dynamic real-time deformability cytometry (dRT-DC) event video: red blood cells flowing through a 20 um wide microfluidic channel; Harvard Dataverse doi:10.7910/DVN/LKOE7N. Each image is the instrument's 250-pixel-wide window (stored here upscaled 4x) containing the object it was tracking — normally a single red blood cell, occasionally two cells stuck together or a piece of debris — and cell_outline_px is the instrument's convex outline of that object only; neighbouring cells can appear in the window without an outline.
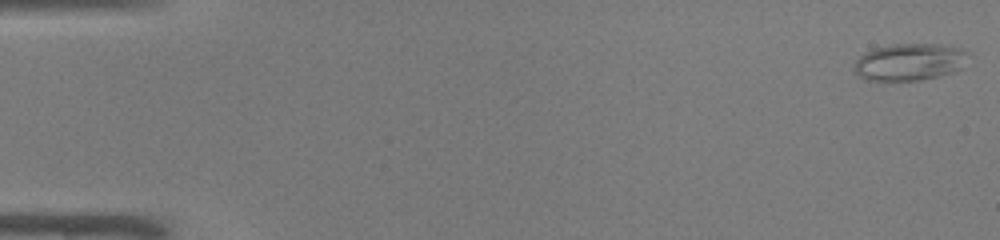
{"species": "common noctule bat (a hibernating species)", "species_latin": "Nyctalus noctula", "temperature_condition": "warm", "stored_images_in_passage": 50, "camera_frame_rate_fps": 3000, "um_per_image_px": 0.085, "animal": {"sex": "male", "body_mass_g": 19.0, "forearm_length_mm": 50.8}, "frame": {"image": 1, "passage_image": 1, "time_ms": 0.0, "image_size_px": [1000, 240], "cell_outline_px": [[968, 52], [960, 68], [952, 72], [920, 80], [864, 80], [852, 68], [856, 60], [864, 52], [876, 48], [892, 44], [940, 44], [960, 48]], "centroid_in_image_um": [77.26, 5.26], "position_along_channel_um": 7.7, "area_um2": 24.33}}
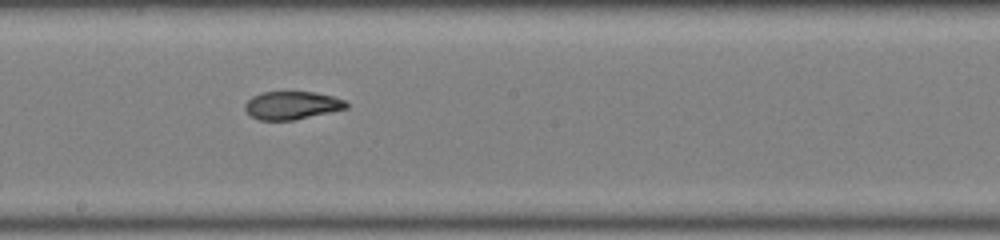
{"frame": {"image": 2, "passage_image": 28, "time_ms": 9.0, "image_size_px": [1000, 240], "cell_outline_px": [[348, 108], [292, 120], [260, 120], [252, 116], [244, 108], [244, 104], [252, 96], [260, 92], [312, 92], [332, 96], [344, 100], [348, 104]], "centroid_in_image_um": [24.79, 8.95], "position_along_channel_um": 223.4, "area_um2": 16.36}}
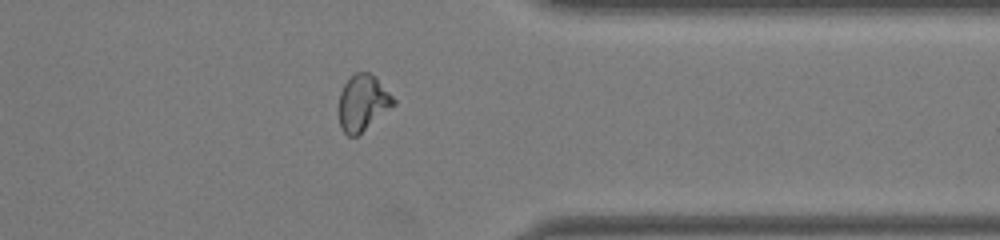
{"frame": {"image": 3, "passage_image": 40, "time_ms": 13.0, "image_size_px": [1000, 240], "cell_outline_px": [[396, 104], [356, 136], [348, 136], [340, 128], [340, 92], [344, 84], [356, 72], [368, 72], [376, 76], [396, 100]], "centroid_in_image_um": [30.86, 8.72], "position_along_channel_um": 380.5, "area_um2": 17.63}, "authors_computed_cell_mechanics": {"area_um2": 18.2359, "velocity_mm_per_s": 4.0861, "shape_relaxation_time_tau1_ms": null, "shape_relaxation_time_tau2_ms": 3.2628, "deformation_change_tau1": null, "deformation_change_tau2": 0.0955}}